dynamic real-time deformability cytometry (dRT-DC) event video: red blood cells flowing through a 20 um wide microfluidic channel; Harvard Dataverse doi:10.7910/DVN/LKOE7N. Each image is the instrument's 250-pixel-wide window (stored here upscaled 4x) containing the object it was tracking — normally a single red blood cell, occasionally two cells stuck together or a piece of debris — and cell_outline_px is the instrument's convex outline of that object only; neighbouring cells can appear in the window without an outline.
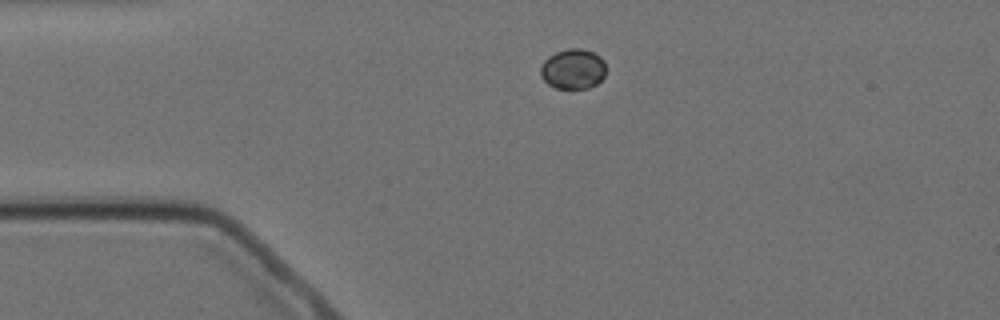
{"species": "Egyptian fruit bat (a non-hibernating species)", "species_latin": "Rousettus aegyptiacus", "temperature_condition": "cold", "stored_images_in_passage": 2, "camera_frame_rate_fps": 3000, "um_per_image_px": 0.085, "animal": {"sex": "female"}, "frame": {"image": 1, "passage_image": 1, "time_ms": 0.0, "image_size_px": [1000, 320], "cell_outline_px": [[604, 76], [596, 84], [588, 88], [556, 88], [548, 84], [540, 76], [540, 68], [544, 60], [548, 56], [556, 52], [568, 48], [580, 48], [592, 52], [600, 56], [604, 60]], "centroid_in_image_um": [48.68, 5.86], "position_along_channel_um": 36.3, "area_um2": 15.26}}